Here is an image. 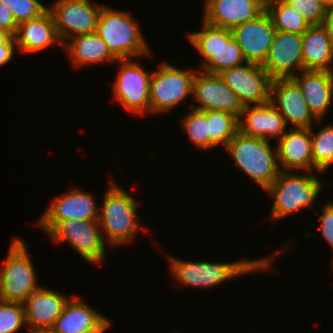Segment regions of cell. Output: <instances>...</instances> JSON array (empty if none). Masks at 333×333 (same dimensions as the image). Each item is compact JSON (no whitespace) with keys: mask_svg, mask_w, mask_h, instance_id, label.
Wrapping results in <instances>:
<instances>
[{"mask_svg":"<svg viewBox=\"0 0 333 333\" xmlns=\"http://www.w3.org/2000/svg\"><path fill=\"white\" fill-rule=\"evenodd\" d=\"M65 193L56 196L50 202L36 223L46 234L61 221H98L99 219V205H96L97 201L91 192L76 186Z\"/></svg>","mask_w":333,"mask_h":333,"instance_id":"obj_10","label":"cell"},{"mask_svg":"<svg viewBox=\"0 0 333 333\" xmlns=\"http://www.w3.org/2000/svg\"><path fill=\"white\" fill-rule=\"evenodd\" d=\"M0 3L12 13L17 24L37 18L48 9L39 0H0Z\"/></svg>","mask_w":333,"mask_h":333,"instance_id":"obj_33","label":"cell"},{"mask_svg":"<svg viewBox=\"0 0 333 333\" xmlns=\"http://www.w3.org/2000/svg\"><path fill=\"white\" fill-rule=\"evenodd\" d=\"M136 61L118 60L120 65L112 86L113 98L125 111H129L128 113L145 116L150 113L149 88L152 71L146 70L138 59Z\"/></svg>","mask_w":333,"mask_h":333,"instance_id":"obj_8","label":"cell"},{"mask_svg":"<svg viewBox=\"0 0 333 333\" xmlns=\"http://www.w3.org/2000/svg\"><path fill=\"white\" fill-rule=\"evenodd\" d=\"M152 71L150 80V113H166L192 96V83L197 70L179 68L167 60Z\"/></svg>","mask_w":333,"mask_h":333,"instance_id":"obj_7","label":"cell"},{"mask_svg":"<svg viewBox=\"0 0 333 333\" xmlns=\"http://www.w3.org/2000/svg\"><path fill=\"white\" fill-rule=\"evenodd\" d=\"M315 126L310 128L312 141V158L314 162V172L318 175L327 173L331 165H333V123L321 126L317 132Z\"/></svg>","mask_w":333,"mask_h":333,"instance_id":"obj_29","label":"cell"},{"mask_svg":"<svg viewBox=\"0 0 333 333\" xmlns=\"http://www.w3.org/2000/svg\"><path fill=\"white\" fill-rule=\"evenodd\" d=\"M209 128V150L217 146L225 149L239 131L238 117L229 112L207 110Z\"/></svg>","mask_w":333,"mask_h":333,"instance_id":"obj_28","label":"cell"},{"mask_svg":"<svg viewBox=\"0 0 333 333\" xmlns=\"http://www.w3.org/2000/svg\"><path fill=\"white\" fill-rule=\"evenodd\" d=\"M298 172L280 171L278 177L265 190L274 200L269 211V221L274 223L302 209H313L324 183L314 172Z\"/></svg>","mask_w":333,"mask_h":333,"instance_id":"obj_4","label":"cell"},{"mask_svg":"<svg viewBox=\"0 0 333 333\" xmlns=\"http://www.w3.org/2000/svg\"><path fill=\"white\" fill-rule=\"evenodd\" d=\"M48 235L54 244L65 241L85 262L97 266L106 258L108 244L104 241L98 221H61Z\"/></svg>","mask_w":333,"mask_h":333,"instance_id":"obj_9","label":"cell"},{"mask_svg":"<svg viewBox=\"0 0 333 333\" xmlns=\"http://www.w3.org/2000/svg\"><path fill=\"white\" fill-rule=\"evenodd\" d=\"M103 6L91 0H56L48 6L62 44L71 37L96 32Z\"/></svg>","mask_w":333,"mask_h":333,"instance_id":"obj_11","label":"cell"},{"mask_svg":"<svg viewBox=\"0 0 333 333\" xmlns=\"http://www.w3.org/2000/svg\"><path fill=\"white\" fill-rule=\"evenodd\" d=\"M271 143L238 131L225 148L237 168L263 191L273 183L280 172L276 146L272 147Z\"/></svg>","mask_w":333,"mask_h":333,"instance_id":"obj_5","label":"cell"},{"mask_svg":"<svg viewBox=\"0 0 333 333\" xmlns=\"http://www.w3.org/2000/svg\"><path fill=\"white\" fill-rule=\"evenodd\" d=\"M289 129L275 142L280 171L314 172L310 128Z\"/></svg>","mask_w":333,"mask_h":333,"instance_id":"obj_20","label":"cell"},{"mask_svg":"<svg viewBox=\"0 0 333 333\" xmlns=\"http://www.w3.org/2000/svg\"><path fill=\"white\" fill-rule=\"evenodd\" d=\"M27 333H58L53 327L52 328H30L26 327ZM29 329V330H28Z\"/></svg>","mask_w":333,"mask_h":333,"instance_id":"obj_39","label":"cell"},{"mask_svg":"<svg viewBox=\"0 0 333 333\" xmlns=\"http://www.w3.org/2000/svg\"><path fill=\"white\" fill-rule=\"evenodd\" d=\"M270 102L291 128H311L322 124L323 120H318L310 111L300 87L292 78L271 81Z\"/></svg>","mask_w":333,"mask_h":333,"instance_id":"obj_14","label":"cell"},{"mask_svg":"<svg viewBox=\"0 0 333 333\" xmlns=\"http://www.w3.org/2000/svg\"><path fill=\"white\" fill-rule=\"evenodd\" d=\"M238 124L239 131L244 135L276 142L286 133L288 127L284 117L270 101L244 106Z\"/></svg>","mask_w":333,"mask_h":333,"instance_id":"obj_19","label":"cell"},{"mask_svg":"<svg viewBox=\"0 0 333 333\" xmlns=\"http://www.w3.org/2000/svg\"><path fill=\"white\" fill-rule=\"evenodd\" d=\"M325 9L333 6V0H317Z\"/></svg>","mask_w":333,"mask_h":333,"instance_id":"obj_40","label":"cell"},{"mask_svg":"<svg viewBox=\"0 0 333 333\" xmlns=\"http://www.w3.org/2000/svg\"><path fill=\"white\" fill-rule=\"evenodd\" d=\"M275 27L264 11L256 19L232 29L233 37L240 46L246 62L262 65L266 60L275 34Z\"/></svg>","mask_w":333,"mask_h":333,"instance_id":"obj_16","label":"cell"},{"mask_svg":"<svg viewBox=\"0 0 333 333\" xmlns=\"http://www.w3.org/2000/svg\"><path fill=\"white\" fill-rule=\"evenodd\" d=\"M246 63L244 55L235 38L232 36L227 43L214 53L200 70L211 73L220 74L224 70L233 68Z\"/></svg>","mask_w":333,"mask_h":333,"instance_id":"obj_31","label":"cell"},{"mask_svg":"<svg viewBox=\"0 0 333 333\" xmlns=\"http://www.w3.org/2000/svg\"><path fill=\"white\" fill-rule=\"evenodd\" d=\"M16 50L13 36H10L3 44H0V67L5 66L14 57V51Z\"/></svg>","mask_w":333,"mask_h":333,"instance_id":"obj_37","label":"cell"},{"mask_svg":"<svg viewBox=\"0 0 333 333\" xmlns=\"http://www.w3.org/2000/svg\"><path fill=\"white\" fill-rule=\"evenodd\" d=\"M10 36L7 32L0 30V44H3Z\"/></svg>","mask_w":333,"mask_h":333,"instance_id":"obj_41","label":"cell"},{"mask_svg":"<svg viewBox=\"0 0 333 333\" xmlns=\"http://www.w3.org/2000/svg\"><path fill=\"white\" fill-rule=\"evenodd\" d=\"M322 26L326 29L327 34L331 37L333 42V6L326 9V14Z\"/></svg>","mask_w":333,"mask_h":333,"instance_id":"obj_38","label":"cell"},{"mask_svg":"<svg viewBox=\"0 0 333 333\" xmlns=\"http://www.w3.org/2000/svg\"><path fill=\"white\" fill-rule=\"evenodd\" d=\"M266 0H204L202 19L213 26L233 29L256 19L265 11Z\"/></svg>","mask_w":333,"mask_h":333,"instance_id":"obj_17","label":"cell"},{"mask_svg":"<svg viewBox=\"0 0 333 333\" xmlns=\"http://www.w3.org/2000/svg\"><path fill=\"white\" fill-rule=\"evenodd\" d=\"M310 25H322L326 9L317 0H283Z\"/></svg>","mask_w":333,"mask_h":333,"instance_id":"obj_34","label":"cell"},{"mask_svg":"<svg viewBox=\"0 0 333 333\" xmlns=\"http://www.w3.org/2000/svg\"><path fill=\"white\" fill-rule=\"evenodd\" d=\"M282 246L278 251L274 250L273 253L262 257L260 259H241L230 262H209V261H191L185 259H179L177 256H171V254H166L167 263L169 265V273L175 279L174 281L183 287H197V288H213L223 282L243 276L246 274H251L253 272L263 271L276 272L277 268H273V261L278 253L285 252L290 245ZM284 247V248H283Z\"/></svg>","mask_w":333,"mask_h":333,"instance_id":"obj_1","label":"cell"},{"mask_svg":"<svg viewBox=\"0 0 333 333\" xmlns=\"http://www.w3.org/2000/svg\"><path fill=\"white\" fill-rule=\"evenodd\" d=\"M70 297L54 323L53 328L58 333H103L113 325L108 317L82 301L79 295Z\"/></svg>","mask_w":333,"mask_h":333,"instance_id":"obj_18","label":"cell"},{"mask_svg":"<svg viewBox=\"0 0 333 333\" xmlns=\"http://www.w3.org/2000/svg\"><path fill=\"white\" fill-rule=\"evenodd\" d=\"M324 206V207H323ZM322 213H318L317 210H315V216H318L319 221H320V232L322 238L325 240V242L328 244L330 249L333 252V202L328 201L327 203L325 202L324 205H322ZM332 264L331 267L333 266V256H332ZM333 270V267H332Z\"/></svg>","mask_w":333,"mask_h":333,"instance_id":"obj_35","label":"cell"},{"mask_svg":"<svg viewBox=\"0 0 333 333\" xmlns=\"http://www.w3.org/2000/svg\"><path fill=\"white\" fill-rule=\"evenodd\" d=\"M127 10L113 9L104 5L97 21L96 33L105 42L117 60L152 58L144 34L133 14ZM140 56V57H139Z\"/></svg>","mask_w":333,"mask_h":333,"instance_id":"obj_3","label":"cell"},{"mask_svg":"<svg viewBox=\"0 0 333 333\" xmlns=\"http://www.w3.org/2000/svg\"><path fill=\"white\" fill-rule=\"evenodd\" d=\"M108 186L99 204L98 223L104 241L112 247L133 243L139 230L143 229L140 223L143 218L138 216L141 205L115 180H110Z\"/></svg>","mask_w":333,"mask_h":333,"instance_id":"obj_2","label":"cell"},{"mask_svg":"<svg viewBox=\"0 0 333 333\" xmlns=\"http://www.w3.org/2000/svg\"><path fill=\"white\" fill-rule=\"evenodd\" d=\"M304 70L333 72V42L322 25H311L302 35Z\"/></svg>","mask_w":333,"mask_h":333,"instance_id":"obj_25","label":"cell"},{"mask_svg":"<svg viewBox=\"0 0 333 333\" xmlns=\"http://www.w3.org/2000/svg\"><path fill=\"white\" fill-rule=\"evenodd\" d=\"M22 327H27L24 305L0 300V333H18Z\"/></svg>","mask_w":333,"mask_h":333,"instance_id":"obj_32","label":"cell"},{"mask_svg":"<svg viewBox=\"0 0 333 333\" xmlns=\"http://www.w3.org/2000/svg\"><path fill=\"white\" fill-rule=\"evenodd\" d=\"M202 28L198 31L187 32L189 43L195 48L203 59L197 69H200L217 52L224 43L233 36L232 30L210 25L201 21Z\"/></svg>","mask_w":333,"mask_h":333,"instance_id":"obj_26","label":"cell"},{"mask_svg":"<svg viewBox=\"0 0 333 333\" xmlns=\"http://www.w3.org/2000/svg\"><path fill=\"white\" fill-rule=\"evenodd\" d=\"M200 71V72H199ZM192 97L199 111L217 110L229 112L238 118L243 105L219 74L197 70L192 83Z\"/></svg>","mask_w":333,"mask_h":333,"instance_id":"obj_13","label":"cell"},{"mask_svg":"<svg viewBox=\"0 0 333 333\" xmlns=\"http://www.w3.org/2000/svg\"><path fill=\"white\" fill-rule=\"evenodd\" d=\"M22 239L15 237L7 258L0 267V300L24 303L39 287L37 272L28 248Z\"/></svg>","mask_w":333,"mask_h":333,"instance_id":"obj_6","label":"cell"},{"mask_svg":"<svg viewBox=\"0 0 333 333\" xmlns=\"http://www.w3.org/2000/svg\"><path fill=\"white\" fill-rule=\"evenodd\" d=\"M265 11L276 30L303 35L311 26L283 0H266Z\"/></svg>","mask_w":333,"mask_h":333,"instance_id":"obj_27","label":"cell"},{"mask_svg":"<svg viewBox=\"0 0 333 333\" xmlns=\"http://www.w3.org/2000/svg\"><path fill=\"white\" fill-rule=\"evenodd\" d=\"M244 106L264 104L270 101L272 79L261 65L246 62L224 70L219 74Z\"/></svg>","mask_w":333,"mask_h":333,"instance_id":"obj_12","label":"cell"},{"mask_svg":"<svg viewBox=\"0 0 333 333\" xmlns=\"http://www.w3.org/2000/svg\"><path fill=\"white\" fill-rule=\"evenodd\" d=\"M70 297L47 287H39L23 303L26 326L52 328Z\"/></svg>","mask_w":333,"mask_h":333,"instance_id":"obj_22","label":"cell"},{"mask_svg":"<svg viewBox=\"0 0 333 333\" xmlns=\"http://www.w3.org/2000/svg\"><path fill=\"white\" fill-rule=\"evenodd\" d=\"M61 48L68 55L70 66L84 67L88 65L115 64L118 60L111 54L105 42L96 32L77 35L66 40ZM115 62V63H114Z\"/></svg>","mask_w":333,"mask_h":333,"instance_id":"obj_24","label":"cell"},{"mask_svg":"<svg viewBox=\"0 0 333 333\" xmlns=\"http://www.w3.org/2000/svg\"><path fill=\"white\" fill-rule=\"evenodd\" d=\"M292 79L300 87L313 115L324 120L333 101V72L303 70Z\"/></svg>","mask_w":333,"mask_h":333,"instance_id":"obj_23","label":"cell"},{"mask_svg":"<svg viewBox=\"0 0 333 333\" xmlns=\"http://www.w3.org/2000/svg\"><path fill=\"white\" fill-rule=\"evenodd\" d=\"M261 67L273 79H287L304 70L302 35L276 30Z\"/></svg>","mask_w":333,"mask_h":333,"instance_id":"obj_15","label":"cell"},{"mask_svg":"<svg viewBox=\"0 0 333 333\" xmlns=\"http://www.w3.org/2000/svg\"><path fill=\"white\" fill-rule=\"evenodd\" d=\"M14 38L19 54H36L56 45L62 47L48 9L39 17L18 24Z\"/></svg>","mask_w":333,"mask_h":333,"instance_id":"obj_21","label":"cell"},{"mask_svg":"<svg viewBox=\"0 0 333 333\" xmlns=\"http://www.w3.org/2000/svg\"><path fill=\"white\" fill-rule=\"evenodd\" d=\"M18 24L12 13L0 3V30L7 32L11 36H15Z\"/></svg>","mask_w":333,"mask_h":333,"instance_id":"obj_36","label":"cell"},{"mask_svg":"<svg viewBox=\"0 0 333 333\" xmlns=\"http://www.w3.org/2000/svg\"><path fill=\"white\" fill-rule=\"evenodd\" d=\"M191 108L185 115L181 116L179 125L190 142L201 150H209V128L207 111H199Z\"/></svg>","mask_w":333,"mask_h":333,"instance_id":"obj_30","label":"cell"}]
</instances>
